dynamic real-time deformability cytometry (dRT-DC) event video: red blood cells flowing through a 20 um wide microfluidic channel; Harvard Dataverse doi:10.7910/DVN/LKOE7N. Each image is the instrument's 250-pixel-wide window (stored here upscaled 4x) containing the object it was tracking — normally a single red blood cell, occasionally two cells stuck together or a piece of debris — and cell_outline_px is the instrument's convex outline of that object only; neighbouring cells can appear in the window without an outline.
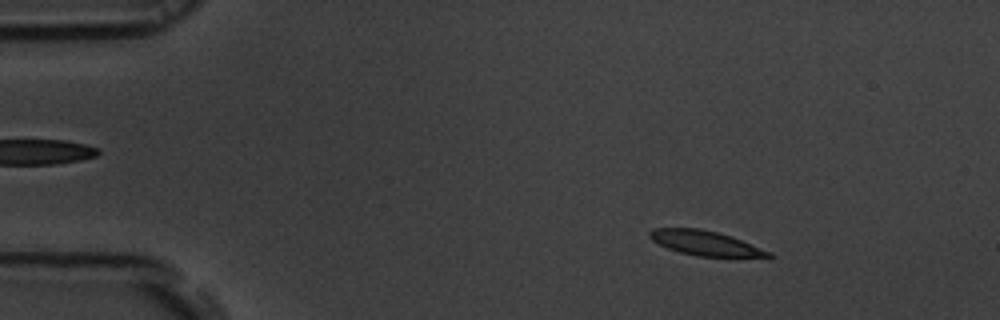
{"species": "common noctule bat (a hibernating species)", "species_latin": "Nyctalus noctula", "temperature_condition": "room temperature", "stored_images_in_passage": 55, "camera_frame_rate_fps": 3000, "um_per_image_px": 0.085, "animal": {"sex": "male", "body_mass_g": 19.5, "forearm_length_mm": 54.6}, "frame": {"image": 1, "passage_image": 8, "time_ms": 2.333, "image_size_px": [1000, 320], "cell_outline_px": [[776, 256], [768, 260], [696, 256], [680, 252], [668, 248], [652, 240], [648, 236], [648, 232], [652, 228], [700, 228], [716, 232], [740, 240], [772, 252]], "centroid_in_image_um": [60.11, 20.73], "position_along_channel_um": 24.9, "area_um2": 17.8}}
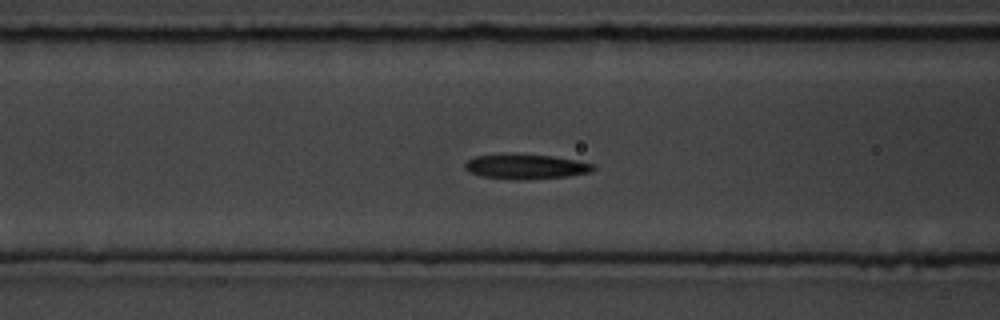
{"frame": {"image": 2, "passage_image": 22, "time_ms": 7.0, "image_size_px": [1000, 320], "cell_outline_px": [[596, 168], [592, 172], [568, 176], [520, 180], [516, 180], [484, 176], [468, 172], [464, 168], [464, 164], [468, 160], [476, 156], [512, 152], [516, 152], [552, 156], [576, 160], [596, 164]], "centroid_in_image_um": [44.7, 14.13], "position_along_channel_um": 121.9, "area_um2": 19.07}}
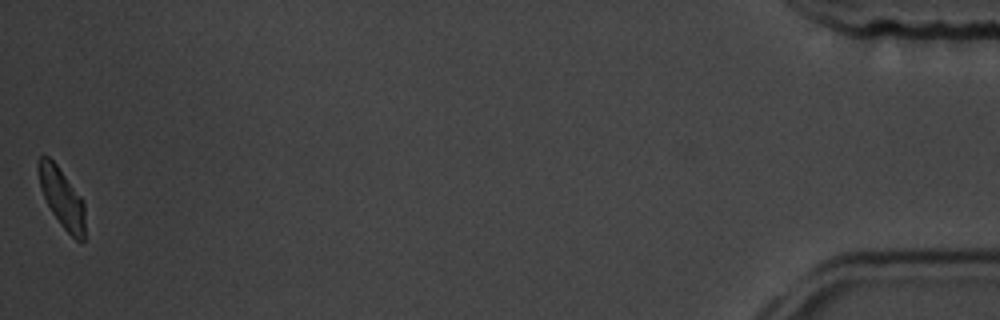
{"frame": {"image": 3, "passage_image": 55, "time_ms": 18.0, "image_size_px": [1000, 320], "cell_outline_px": [[84, 240], [80, 244], [60, 224], [52, 212], [40, 188], [40, 156], [48, 156], [56, 164], [84, 200]], "centroid_in_image_um": [5.31, 16.88], "position_along_channel_um": 429.9, "area_um2": 15.66}, "authors_computed_cell_mechanics": {"area_um2": 18.207, "velocity_mm_per_s": 3.6788, "shape_relaxation_time_tau1_ms": 2.6838, "shape_relaxation_time_tau2_ms": 2.7904, "deformation_change_tau1": 0.1167, "deformation_change_tau2": 0.0917}}